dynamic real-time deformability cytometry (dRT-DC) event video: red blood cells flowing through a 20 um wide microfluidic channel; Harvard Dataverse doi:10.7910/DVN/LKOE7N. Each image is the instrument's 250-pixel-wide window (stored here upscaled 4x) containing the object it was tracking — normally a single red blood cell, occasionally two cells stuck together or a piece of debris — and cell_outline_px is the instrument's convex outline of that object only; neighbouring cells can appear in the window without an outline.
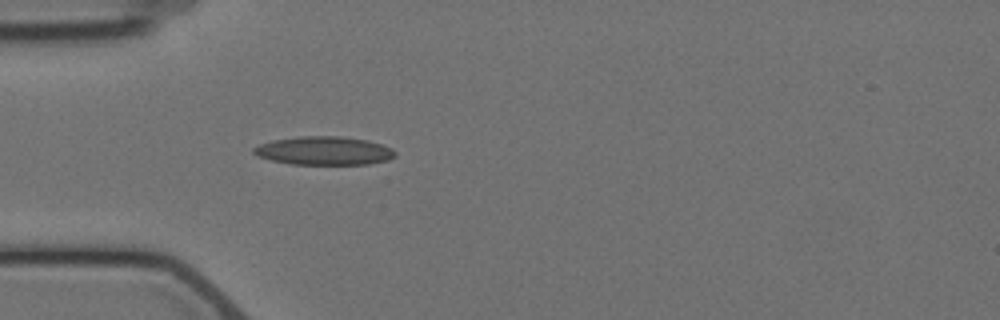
{"species": "Egyptian fruit bat (a non-hibernating species)", "species_latin": "Rousettus aegyptiacus", "temperature_condition": "cold", "stored_images_in_passage": 4, "camera_frame_rate_fps": 3000, "um_per_image_px": 0.085, "animal": {"sex": "female"}, "frame": {"image": 1, "passage_image": 4, "time_ms": 3.333, "image_size_px": [1000, 320], "cell_outline_px": [[396, 156], [388, 160], [368, 164], [292, 164], [272, 160], [256, 156], [252, 152], [252, 148], [260, 144], [272, 140], [300, 136], [340, 136], [368, 140], [392, 148], [396, 152]], "centroid_in_image_um": [27.54, 12.81], "position_along_channel_um": 57.5, "area_um2": 23.52}}